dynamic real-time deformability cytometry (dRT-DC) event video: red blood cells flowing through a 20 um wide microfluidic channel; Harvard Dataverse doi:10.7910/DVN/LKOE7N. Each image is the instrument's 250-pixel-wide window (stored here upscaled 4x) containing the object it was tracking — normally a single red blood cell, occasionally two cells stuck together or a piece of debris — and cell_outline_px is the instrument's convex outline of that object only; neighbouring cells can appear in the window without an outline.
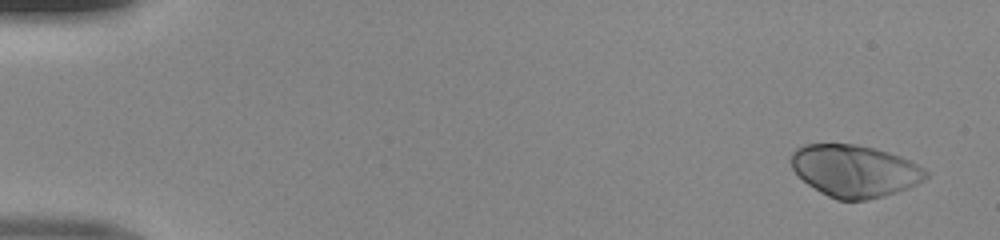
{"species": "human", "species_latin": "Homo sapiens", "temperature_condition": "room temperature", "stored_images_in_passage": 48, "camera_frame_rate_fps": 3000, "um_per_image_px": 0.085, "donor": {"sex": "male"}, "frame": {"image": 1, "passage_image": 1, "time_ms": 0.0, "image_size_px": [1000, 240], "cell_outline_px": [[928, 176], [924, 180], [908, 188], [884, 196], [868, 200], [836, 200], [820, 192], [808, 184], [792, 168], [792, 152], [796, 148], [804, 144], [856, 144], [876, 148], [900, 156], [924, 168], [928, 172]], "centroid_in_image_um": [72.66, 14.52], "position_along_channel_um": 12.3, "area_um2": 40.81}}
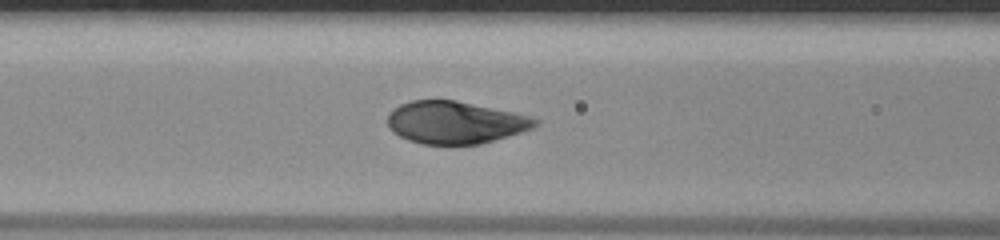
{"frame": {"image": 2, "passage_image": 20, "time_ms": 6.333, "image_size_px": [1000, 240], "cell_outline_px": [[540, 124], [532, 128], [508, 136], [480, 144], [420, 144], [408, 140], [392, 132], [388, 128], [388, 112], [400, 104], [412, 100], [456, 100], [512, 112], [528, 116], [540, 120]], "centroid_in_image_um": [38.66, 10.41], "position_along_channel_um": 127.9, "area_um2": 36.41}}
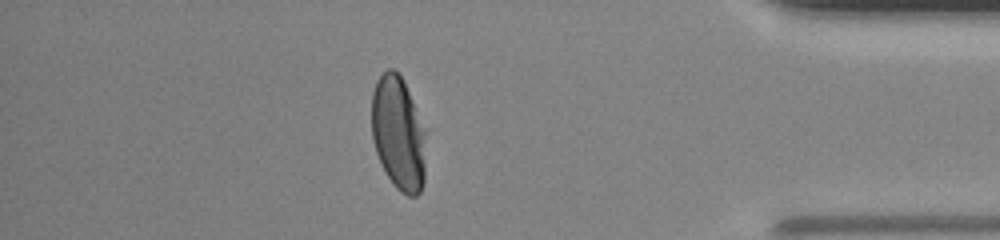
{"frame": {"image": 3, "passage_image": 42, "time_ms": 13.667, "image_size_px": [1000, 240], "cell_outline_px": [[424, 180], [420, 192], [416, 196], [408, 196], [400, 192], [396, 188], [384, 172], [376, 152], [372, 140], [372, 92], [376, 80], [388, 68], [392, 68], [404, 80], [424, 132]], "centroid_in_image_um": [33.82, 11.36], "position_along_channel_um": 401.4, "area_um2": 35.6}}